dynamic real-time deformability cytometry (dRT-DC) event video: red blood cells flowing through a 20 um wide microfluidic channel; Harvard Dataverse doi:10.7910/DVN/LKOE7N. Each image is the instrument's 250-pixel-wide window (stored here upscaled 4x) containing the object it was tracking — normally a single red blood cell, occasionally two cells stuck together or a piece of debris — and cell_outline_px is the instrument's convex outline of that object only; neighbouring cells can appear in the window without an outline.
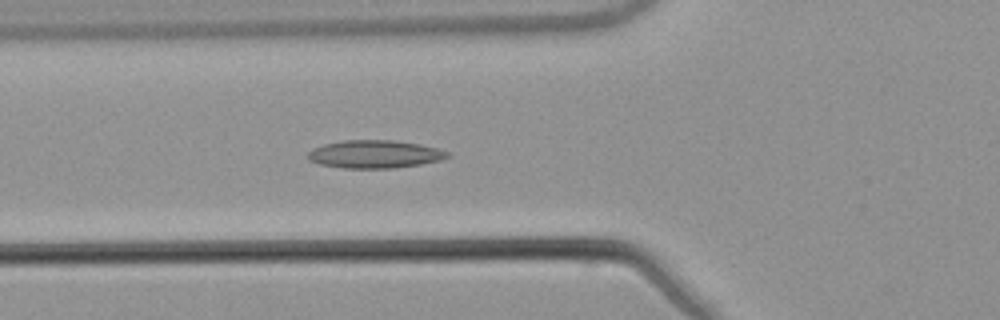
{"species": "common noctule bat (a hibernating species)", "species_latin": "Nyctalus noctula", "temperature_condition": "warm", "stored_images_in_passage": 45, "camera_frame_rate_fps": 3000, "um_per_image_px": 0.085, "animal": {"sex": "male", "body_mass_g": 21.5, "forearm_length_mm": 52.0}, "frame": {"image": 1, "passage_image": 20, "time_ms": 6.333, "image_size_px": [1000, 320], "cell_outline_px": [[452, 156], [440, 160], [420, 164], [392, 168], [344, 168], [320, 164], [308, 160], [308, 152], [312, 148], [324, 144], [344, 140], [392, 140], [420, 144], [436, 148], [448, 152]], "centroid_in_image_um": [31.84, 13.1], "position_along_channel_um": 94.0, "area_um2": 22.66}, "authors_computed_cell_mechanics": {"area_um2": 21.1548, "velocity_mm_per_s": 3.8272, "shape_relaxation_time_tau1_ms": 6.7084, "shape_relaxation_time_tau2_ms": 4.3608, "deformation_change_tau1": 0.1763, "deformation_change_tau2": 0.1472}}